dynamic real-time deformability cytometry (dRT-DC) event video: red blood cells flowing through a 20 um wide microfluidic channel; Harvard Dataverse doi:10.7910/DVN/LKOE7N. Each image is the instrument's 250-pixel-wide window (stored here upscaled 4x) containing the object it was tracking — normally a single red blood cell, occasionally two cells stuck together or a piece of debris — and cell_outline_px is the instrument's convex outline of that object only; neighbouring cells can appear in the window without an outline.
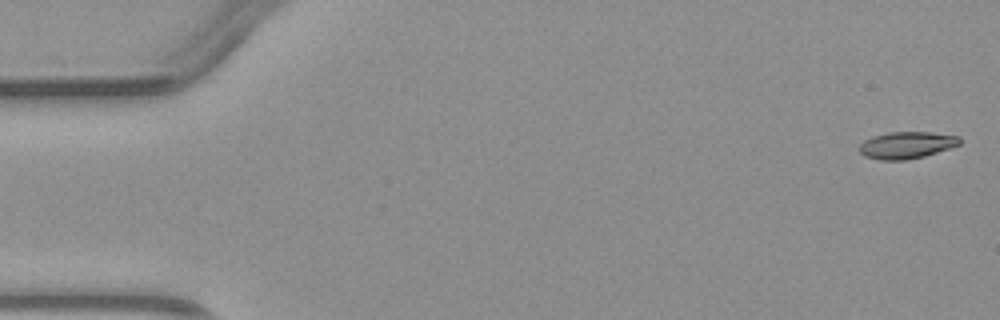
{"species": "common noctule bat (a hibernating species)", "species_latin": "Nyctalus noctula", "temperature_condition": "warm", "stored_images_in_passage": 5, "segment_of_instrument_passage": [1, 2], "camera_frame_rate_fps": 3000, "um_per_image_px": 0.085, "animal": {"sex": "male", "body_mass_g": 23.1, "forearm_length_mm": 52.7}, "frame": {"image": 1, "passage_image": 1, "time_ms": 0.0, "image_size_px": [1000, 320], "cell_outline_px": [[960, 144], [924, 156], [904, 160], [880, 160], [864, 156], [860, 152], [860, 144], [864, 140], [872, 136], [888, 132], [932, 132], [960, 136]], "centroid_in_image_um": [77.04, 12.32], "position_along_channel_um": 8.0, "area_um2": 15.66}}
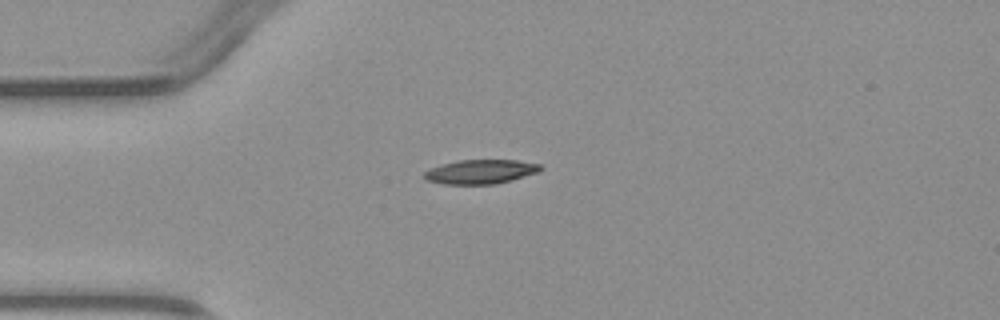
{"frame": {"image": 2, "passage_image": 4, "time_ms": 3.667, "image_size_px": [1000, 320], "cell_outline_px": [[544, 168], [540, 172], [512, 180], [496, 184], [444, 184], [428, 180], [424, 176], [424, 172], [428, 168], [440, 164], [456, 160], [516, 160], [540, 164]], "centroid_in_image_um": [40.87, 14.59], "position_along_channel_um": 44.1, "area_um2": 16.59}}